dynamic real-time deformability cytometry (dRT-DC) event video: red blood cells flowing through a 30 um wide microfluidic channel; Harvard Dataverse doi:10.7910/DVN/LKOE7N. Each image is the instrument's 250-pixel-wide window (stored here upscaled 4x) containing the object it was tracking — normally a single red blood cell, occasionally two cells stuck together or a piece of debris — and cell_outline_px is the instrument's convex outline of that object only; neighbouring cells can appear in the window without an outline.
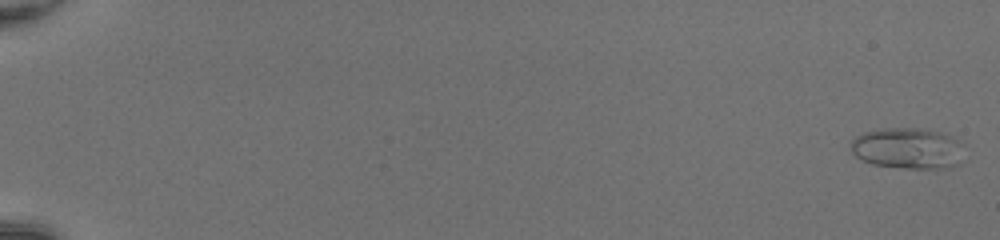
{"species": "common noctule bat (a hibernating species)", "species_latin": "Nyctalus noctula", "temperature_condition": "room temperature", "stored_images_in_passage": 52, "camera_frame_rate_fps": 3000, "um_per_image_px": 0.085, "animal": {"sex": "female", "body_mass_g": 20.0, "forearm_length_mm": 54.0}, "frame": {"image": 1, "passage_image": 2, "time_ms": 0.333, "image_size_px": [1000, 240], "cell_outline_px": [[960, 164], [948, 168], [904, 168], [872, 164], [860, 160], [852, 152], [852, 140], [856, 136], [864, 132], [884, 128], [916, 128], [940, 132], [956, 140]], "centroid_in_image_um": [77.06, 12.62], "position_along_channel_um": 7.9, "area_um2": 26.47}}
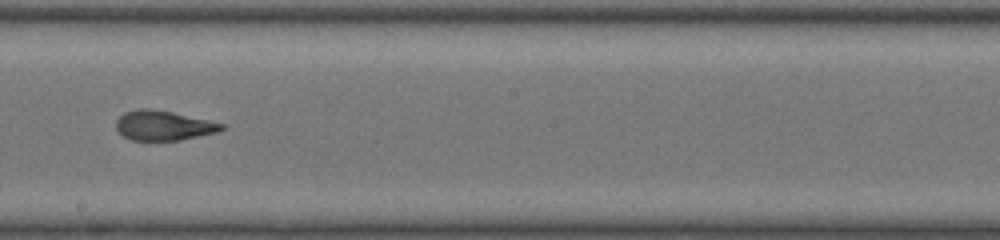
{"frame": {"image": 2, "passage_image": 33, "time_ms": 10.667, "image_size_px": [1000, 240], "cell_outline_px": [[228, 128], [216, 132], [180, 140], [132, 140], [124, 136], [116, 128], [116, 120], [124, 112], [140, 108], [148, 108], [172, 112], [228, 124]], "centroid_in_image_um": [13.94, 10.66], "position_along_channel_um": 234.3, "area_um2": 18.32}}
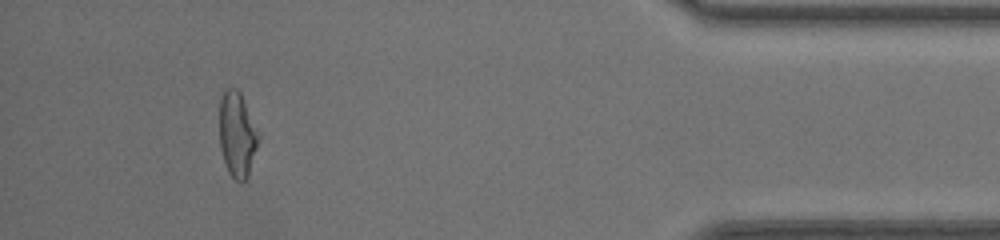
{"frame": {"image": 3, "passage_image": 49, "time_ms": 16.0, "image_size_px": [1000, 240], "cell_outline_px": [[260, 132], [256, 148], [248, 176], [244, 180], [236, 180], [228, 172], [220, 148], [220, 96], [224, 88], [236, 88], [240, 92]], "centroid_in_image_um": [20.16, 11.38], "position_along_channel_um": 415.0, "area_um2": 19.31}, "authors_computed_cell_mechanics": {"area_um2": 19.5075, "velocity_mm_per_s": 4.2614, "shape_relaxation_time_tau1_ms": 8.7033, "shape_relaxation_time_tau2_ms": 1.015, "deformation_change_tau1": 0.3146, "deformation_change_tau2": 0.0914}}